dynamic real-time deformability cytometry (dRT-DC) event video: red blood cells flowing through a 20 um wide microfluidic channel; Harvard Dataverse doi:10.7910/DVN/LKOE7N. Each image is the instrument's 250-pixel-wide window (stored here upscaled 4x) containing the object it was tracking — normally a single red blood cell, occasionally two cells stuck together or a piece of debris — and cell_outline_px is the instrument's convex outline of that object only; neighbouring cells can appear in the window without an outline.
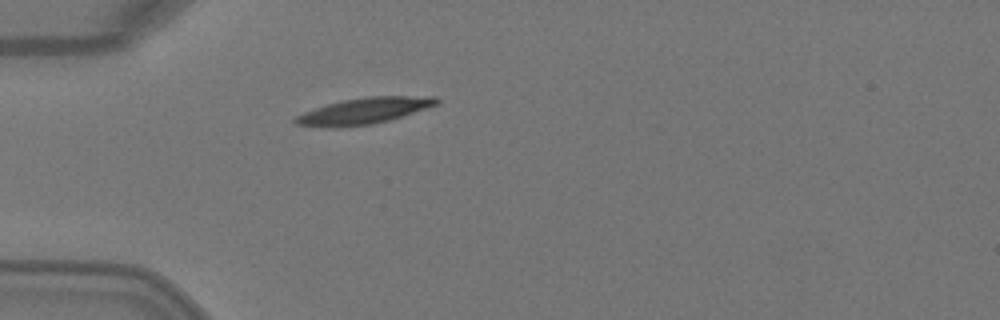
{"species": "Egyptian fruit bat (a non-hibernating species)", "species_latin": "Rousettus aegyptiacus", "temperature_condition": "warm", "stored_images_in_passage": 3, "camera_frame_rate_fps": 3000, "um_per_image_px": 0.085, "animal": {"sex": "female"}, "frame": {"image": 1, "passage_image": 3, "time_ms": 0.667, "image_size_px": [1000, 320], "cell_outline_px": [[440, 100], [436, 104], [388, 120], [372, 124], [340, 128], [320, 128], [296, 124], [292, 120], [296, 116], [304, 112], [328, 104], [344, 100], [368, 96], [436, 96]], "centroid_in_image_um": [30.86, 9.44], "position_along_channel_um": 54.1, "area_um2": 21.39}}